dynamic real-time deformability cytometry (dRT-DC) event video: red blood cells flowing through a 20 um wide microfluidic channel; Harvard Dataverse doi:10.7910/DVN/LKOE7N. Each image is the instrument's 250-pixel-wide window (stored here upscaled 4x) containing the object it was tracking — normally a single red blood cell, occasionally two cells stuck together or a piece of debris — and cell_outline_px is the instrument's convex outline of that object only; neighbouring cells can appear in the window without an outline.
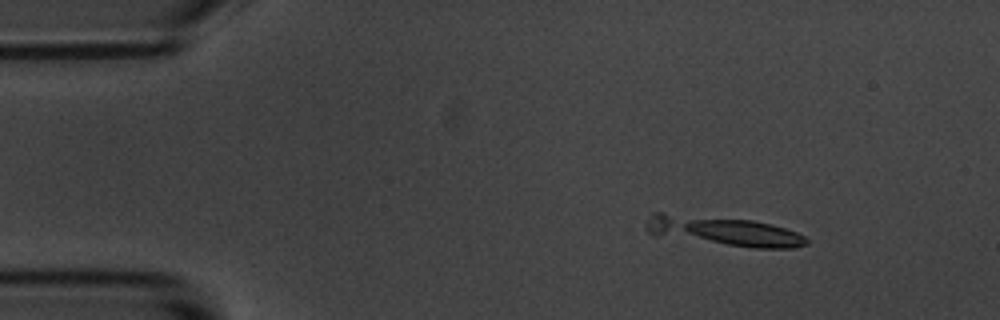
{"species": "common noctule bat (a hibernating species)", "species_latin": "Nyctalus noctula", "temperature_condition": "room temperature", "stored_images_in_passage": 7, "camera_frame_rate_fps": 3000, "um_per_image_px": 0.085, "animal": {"sex": "male", "body_mass_g": 20.1, "forearm_length_mm": 53.5}, "frame": {"image": 1, "passage_image": 3, "time_ms": 2.333, "image_size_px": [1000, 320], "cell_outline_px": [[808, 244], [796, 248], [752, 248], [648, 232], [648, 220], [652, 212], [660, 212], [752, 220], [784, 228], [796, 232], [804, 236], [808, 240]], "centroid_in_image_um": [61.63, 19.62], "position_along_channel_um": 23.4, "area_um2": 26.3}}
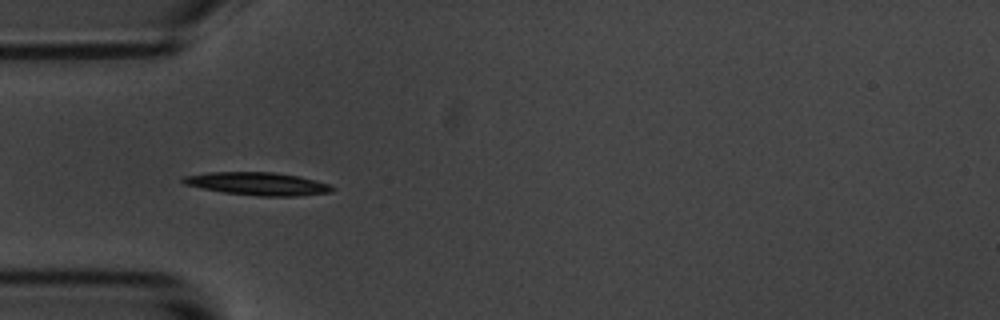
{"frame": {"image": 2, "passage_image": 6, "time_ms": 5.667, "image_size_px": [1000, 320], "cell_outline_px": [[336, 188], [332, 192], [296, 196], [260, 196], [224, 192], [184, 184], [180, 180], [184, 176], [208, 172], [272, 172], [296, 176], [316, 180], [332, 184]], "centroid_in_image_um": [21.95, 15.62], "position_along_channel_um": 63.0, "area_um2": 19.83}}